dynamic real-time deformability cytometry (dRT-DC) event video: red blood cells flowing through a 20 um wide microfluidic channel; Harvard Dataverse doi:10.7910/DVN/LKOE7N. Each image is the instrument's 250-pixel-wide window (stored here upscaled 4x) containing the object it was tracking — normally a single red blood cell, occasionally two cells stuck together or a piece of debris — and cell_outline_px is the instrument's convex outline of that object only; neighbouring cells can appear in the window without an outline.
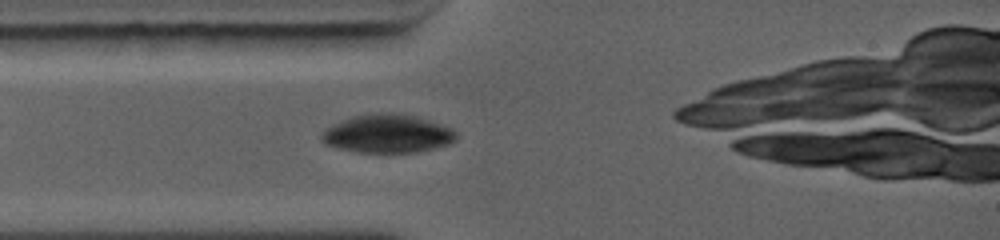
{"species": "common noctule bat (a hibernating species)", "species_latin": "Nyctalus noctula", "temperature_condition": "warm", "stored_images_in_passage": 3, "camera_frame_rate_fps": 5000, "um_per_image_px": 0.085, "animal": {"sex": "female", "body_mass_g": 19.0, "forearm_length_mm": 56.7}, "frame": {"image": 1, "passage_image": 3, "time_ms": 1.4, "image_size_px": [1000, 240], "cell_outline_px": [[456, 140], [448, 144], [416, 152], [356, 152], [336, 148], [324, 144], [320, 140], [320, 132], [332, 124], [340, 120], [352, 116], [376, 112], [392, 112], [412, 116], [428, 120], [452, 128], [456, 132]], "centroid_in_image_um": [32.86, 11.36], "position_along_channel_um": 52.1, "area_um2": 30.29}}